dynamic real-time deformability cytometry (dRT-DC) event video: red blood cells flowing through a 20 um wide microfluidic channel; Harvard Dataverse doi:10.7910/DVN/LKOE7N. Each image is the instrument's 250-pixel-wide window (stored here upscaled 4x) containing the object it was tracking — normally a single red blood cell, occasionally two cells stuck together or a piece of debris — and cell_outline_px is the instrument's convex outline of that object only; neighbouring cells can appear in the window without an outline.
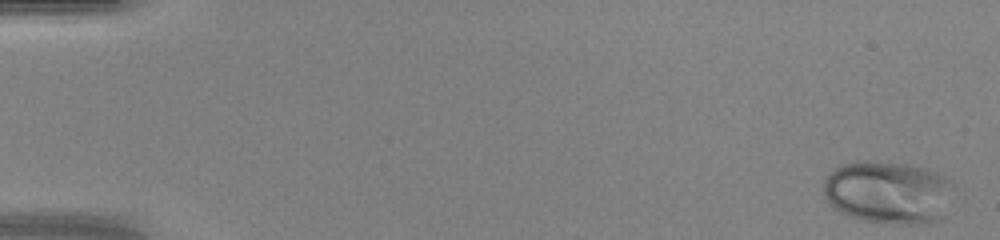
{"species": "human", "species_latin": "Homo sapiens", "temperature_condition": "warm", "stored_images_in_passage": 47, "camera_frame_rate_fps": 3000, "um_per_image_px": 0.085, "donor": {"sex": "female"}, "frame": {"image": 1, "passage_image": 1, "time_ms": 0.0, "image_size_px": [1000, 240], "cell_outline_px": [[952, 184], [944, 220], [932, 224], [900, 224], [864, 220], [848, 216], [832, 208], [828, 204], [824, 196], [824, 180], [840, 164], [856, 160], [872, 160], [912, 164], [936, 172], [952, 180]], "centroid_in_image_um": [75.5, 16.35], "position_along_channel_um": 9.5, "area_um2": 48.49}}
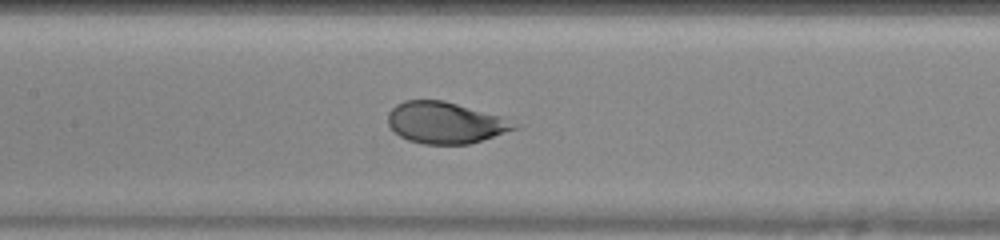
{"frame": {"image": 2, "passage_image": 23, "time_ms": 7.333, "image_size_px": [1000, 240], "cell_outline_px": [[520, 128], [468, 144], [424, 144], [408, 140], [400, 136], [388, 124], [388, 112], [396, 104], [404, 100], [444, 100], [500, 116], [516, 124]], "centroid_in_image_um": [37.82, 10.42], "position_along_channel_um": 169.6, "area_um2": 30.29}}
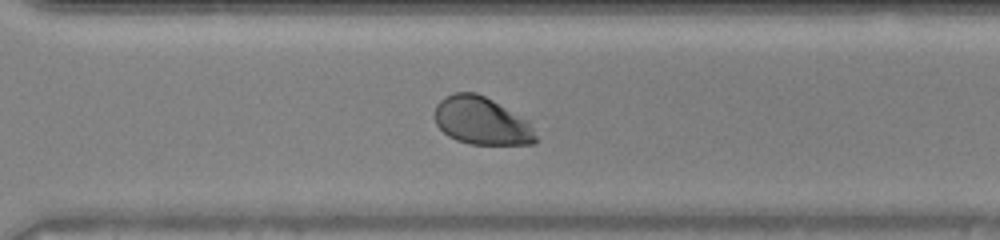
{"frame": {"image": 3, "passage_image": 34, "time_ms": 11.0, "image_size_px": [1000, 240], "cell_outline_px": [[536, 144], [468, 144], [456, 140], [448, 136], [436, 124], [436, 104], [440, 100], [456, 92], [476, 92], [492, 100], [528, 120], [536, 136]], "centroid_in_image_um": [40.94, 10.29], "position_along_channel_um": 329.7, "area_um2": 27.86}, "authors_computed_cell_mechanics": {"area_um2": 32.4836, "velocity_mm_per_s": 4.3888, "shape_relaxation_time_tau1_ms": 3.2916, "shape_relaxation_time_tau2_ms": null, "deformation_change_tau1": 0.1906, "deformation_change_tau2": null}}